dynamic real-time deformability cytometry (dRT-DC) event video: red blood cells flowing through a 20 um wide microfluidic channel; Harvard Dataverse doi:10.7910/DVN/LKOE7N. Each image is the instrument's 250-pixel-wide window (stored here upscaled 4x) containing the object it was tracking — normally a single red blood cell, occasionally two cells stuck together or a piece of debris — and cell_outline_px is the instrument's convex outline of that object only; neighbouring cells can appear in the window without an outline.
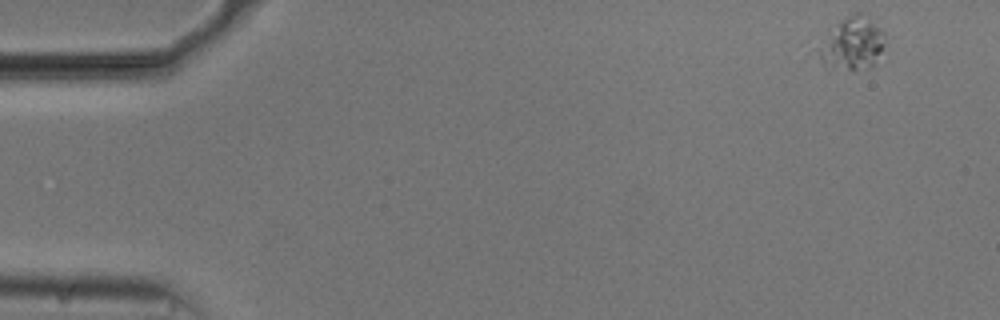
{"species": "common noctule bat (a hibernating species)", "species_latin": "Nyctalus noctula", "temperature_condition": "cold", "stored_images_in_passage": 53, "camera_frame_rate_fps": 3000, "um_per_image_px": 0.085, "animal": {"sex": "male", "body_mass_g": 20.5, "forearm_length_mm": 52.5}, "frame": {"image": 1, "passage_image": 1, "time_ms": 0.0, "image_size_px": [1000, 320], "cell_outline_px": [[884, 44], [872, 68], [852, 72], [828, 72], [812, 48], [828, 28], [848, 16], [856, 12], [868, 12], [884, 32]], "centroid_in_image_um": [72.32, 3.75], "position_along_channel_um": 12.7, "area_um2": 22.43}}
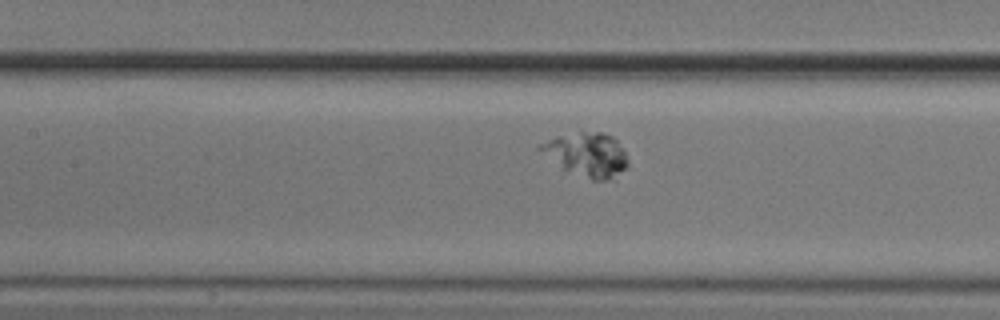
{"frame": {"image": 2, "passage_image": 23, "time_ms": 7.333, "image_size_px": [1000, 320], "cell_outline_px": [[628, 164], [624, 168], [608, 180], [592, 180], [564, 168], [536, 148], [540, 144], [548, 140], [560, 136], [580, 132], [600, 132], [612, 136], [616, 140], [624, 152], [628, 160]], "centroid_in_image_um": [49.89, 13.12], "position_along_channel_um": 157.5, "area_um2": 21.5}}
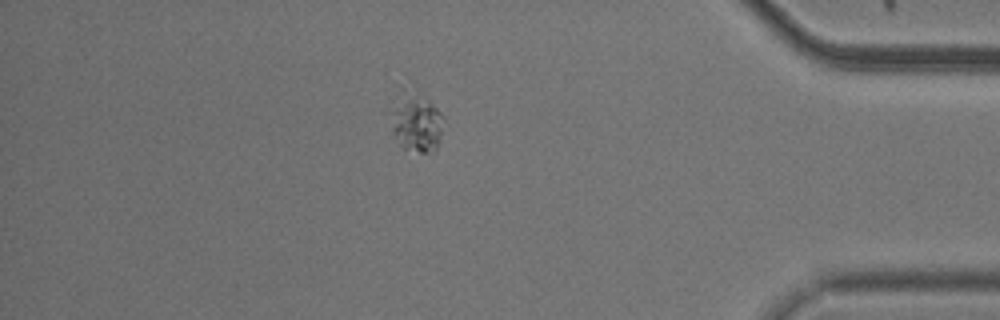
{"frame": {"image": 3, "passage_image": 46, "time_ms": 15.0, "image_size_px": [1000, 320], "cell_outline_px": [[444, 120], [440, 144], [436, 148], [428, 152], [420, 152], [404, 148], [400, 144], [392, 132], [388, 112], [400, 92], [404, 88], [428, 100], [440, 112]], "centroid_in_image_um": [35.35, 10.4], "position_along_channel_um": 399.9, "area_um2": 18.26}}